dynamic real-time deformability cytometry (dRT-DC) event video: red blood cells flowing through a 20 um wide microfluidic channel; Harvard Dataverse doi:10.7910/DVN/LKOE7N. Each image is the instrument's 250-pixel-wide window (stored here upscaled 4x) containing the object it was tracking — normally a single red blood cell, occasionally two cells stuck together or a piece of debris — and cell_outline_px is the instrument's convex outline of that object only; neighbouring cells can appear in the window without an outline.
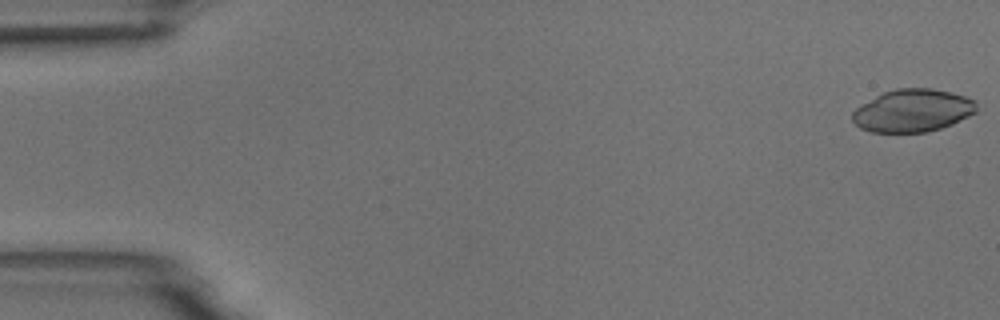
{"species": "common noctule bat (a hibernating species)", "species_latin": "Nyctalus noctula", "temperature_condition": "room temperature", "stored_images_in_passage": 4, "camera_frame_rate_fps": 3000, "um_per_image_px": 0.085, "animal": {"sex": "male", "body_mass_g": 18.8}, "frame": {"image": 1, "passage_image": 1, "time_ms": 0.0, "image_size_px": [1000, 320], "cell_outline_px": [[976, 112], [952, 124], [940, 128], [924, 132], [872, 132], [860, 128], [852, 120], [852, 112], [856, 108], [876, 96], [884, 92], [896, 88], [932, 88], [964, 96], [976, 100]], "centroid_in_image_um": [77.57, 9.4], "position_along_channel_um": 7.4, "area_um2": 30.63}}